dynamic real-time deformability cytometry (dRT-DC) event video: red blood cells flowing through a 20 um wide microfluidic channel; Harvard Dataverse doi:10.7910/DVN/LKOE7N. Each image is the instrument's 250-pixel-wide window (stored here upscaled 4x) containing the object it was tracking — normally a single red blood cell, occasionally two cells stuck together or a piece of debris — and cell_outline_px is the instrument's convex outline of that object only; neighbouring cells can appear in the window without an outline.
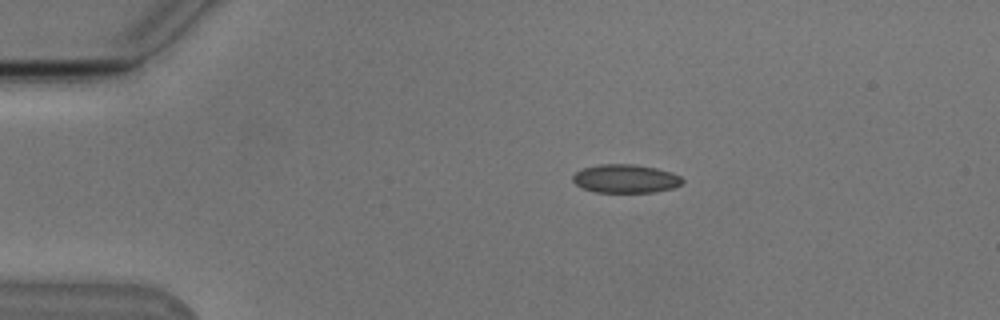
{"species": "Egyptian fruit bat (a non-hibernating species)", "species_latin": "Rousettus aegyptiacus", "temperature_condition": "cold", "stored_images_in_passage": 14, "camera_frame_rate_fps": 3000, "um_per_image_px": 0.085, "animal": {"sex": "male"}, "frame": {"image": 1, "passage_image": 1, "time_ms": 0.0, "image_size_px": [1000, 320], "cell_outline_px": [[684, 180], [680, 184], [672, 188], [656, 192], [596, 192], [584, 188], [576, 184], [572, 180], [572, 176], [576, 172], [584, 168], [600, 164], [636, 164], [656, 168], [672, 172], [680, 176]], "centroid_in_image_um": [53.18, 15.18], "position_along_channel_um": 31.8, "area_um2": 18.15}}
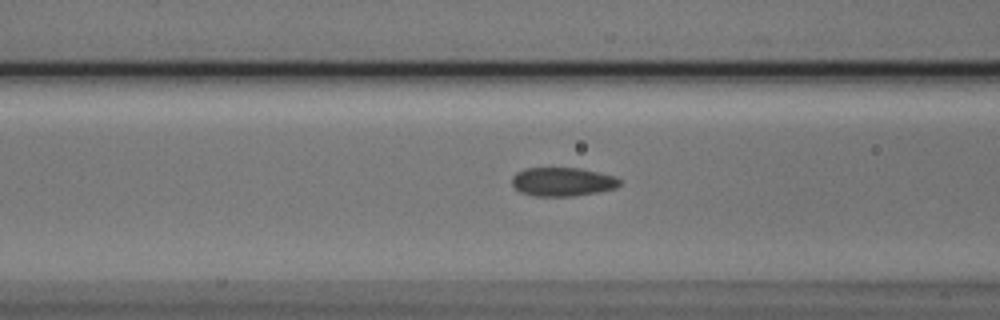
{"frame": {"image": 2, "passage_image": 12, "time_ms": 3.667, "image_size_px": [1000, 320], "cell_outline_px": [[620, 184], [616, 188], [596, 192], [572, 196], [532, 196], [520, 192], [512, 184], [512, 176], [516, 172], [524, 168], [580, 168], [616, 176], [620, 180]], "centroid_in_image_um": [47.79, 15.44], "position_along_channel_um": 118.8, "area_um2": 18.09}}